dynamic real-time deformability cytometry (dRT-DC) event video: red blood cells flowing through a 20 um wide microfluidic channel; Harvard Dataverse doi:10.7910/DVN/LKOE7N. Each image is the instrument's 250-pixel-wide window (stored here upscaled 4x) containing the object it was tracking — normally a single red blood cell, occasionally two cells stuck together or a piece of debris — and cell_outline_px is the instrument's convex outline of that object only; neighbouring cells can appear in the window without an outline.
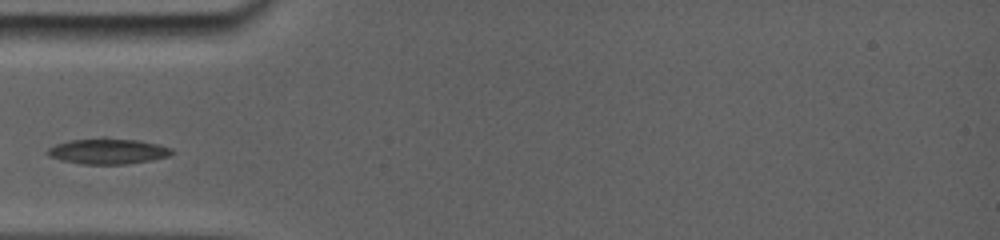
{"species": "common noctule bat (a hibernating species)", "species_latin": "Nyctalus noctula", "temperature_condition": "room temperature", "stored_images_in_passage": 1, "camera_frame_rate_fps": 5000, "um_per_image_px": 0.085, "animal": {"sex": "female", "body_mass_g": 19.0, "forearm_length_mm": 56.7}, "frame": {"image": 1, "passage_image": 1, "time_ms": 0.0, "image_size_px": [1000, 240], "cell_outline_px": [[172, 152], [168, 156], [148, 160], [124, 164], [80, 164], [48, 156], [48, 148], [72, 140], [136, 140], [156, 144], [168, 148]], "centroid_in_image_um": [9.15, 12.89], "position_along_channel_um": 75.9, "area_um2": 17.28}}